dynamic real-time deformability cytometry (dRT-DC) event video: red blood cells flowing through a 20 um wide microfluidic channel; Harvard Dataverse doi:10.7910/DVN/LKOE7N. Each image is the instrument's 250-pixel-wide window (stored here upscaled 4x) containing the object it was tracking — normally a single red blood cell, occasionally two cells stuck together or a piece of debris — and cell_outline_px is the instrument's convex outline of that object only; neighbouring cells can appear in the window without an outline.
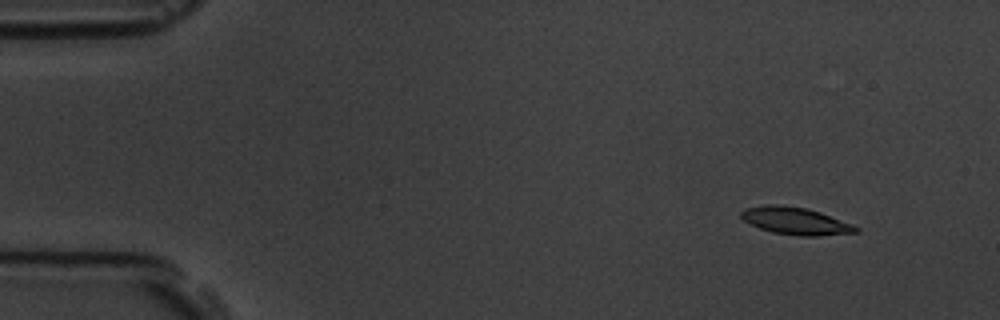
{"species": "common noctule bat (a hibernating species)", "species_latin": "Nyctalus noctula", "temperature_condition": "room temperature", "stored_images_in_passage": 4, "camera_frame_rate_fps": 3000, "um_per_image_px": 0.085, "animal": {"sex": "male", "body_mass_g": 19.5, "forearm_length_mm": 54.6}, "frame": {"image": 1, "passage_image": 2, "time_ms": 1.0, "image_size_px": [1000, 320], "cell_outline_px": [[860, 232], [816, 236], [800, 236], [772, 232], [760, 228], [744, 220], [740, 216], [740, 212], [744, 208], [764, 204], [776, 204], [804, 208], [820, 212], [852, 224], [860, 228]], "centroid_in_image_um": [67.61, 18.78], "position_along_channel_um": 17.4, "area_um2": 18.21}}
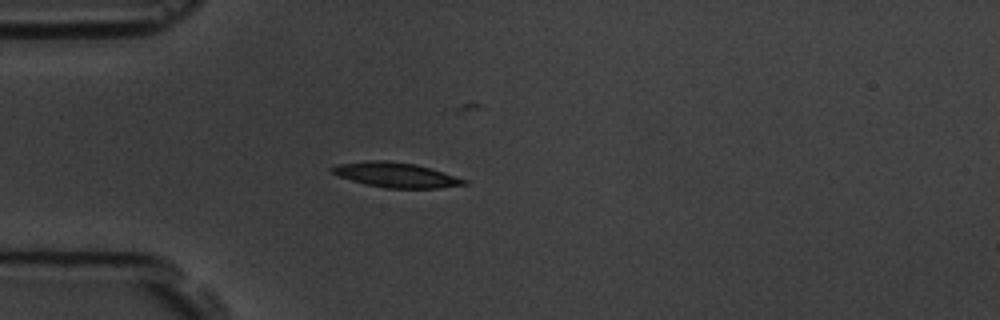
{"frame": {"image": 2, "passage_image": 4, "time_ms": 4.333, "image_size_px": [1000, 320], "cell_outline_px": [[468, 184], [440, 188], [384, 188], [364, 184], [340, 176], [332, 172], [328, 168], [340, 164], [372, 160], [388, 160], [416, 164], [468, 180]], "centroid_in_image_um": [33.67, 14.87], "position_along_channel_um": 51.3, "area_um2": 19.02}}